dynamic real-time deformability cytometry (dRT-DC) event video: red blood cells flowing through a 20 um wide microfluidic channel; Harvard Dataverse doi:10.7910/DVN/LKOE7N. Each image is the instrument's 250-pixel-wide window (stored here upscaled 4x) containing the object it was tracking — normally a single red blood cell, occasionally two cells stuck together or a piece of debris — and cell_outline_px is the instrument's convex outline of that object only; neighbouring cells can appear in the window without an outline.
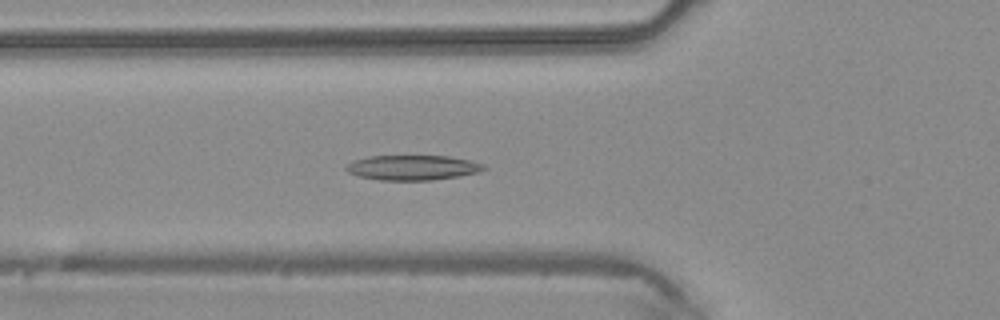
{"species": "common noctule bat (a hibernating species)", "species_latin": "Nyctalus noctula", "temperature_condition": "warm", "stored_images_in_passage": 47, "segment_of_instrument_passage": [1, 2], "camera_frame_rate_fps": 3000, "um_per_image_px": 0.085, "animal": {"sex": "male", "body_mass_g": 20.4}, "frame": {"image": 1, "passage_image": 17, "time_ms": 5.333, "image_size_px": [1000, 320], "cell_outline_px": [[488, 168], [480, 172], [460, 176], [432, 180], [380, 180], [360, 176], [348, 172], [344, 168], [352, 160], [368, 156], [448, 156], [468, 160], [484, 164]], "centroid_in_image_um": [35.09, 14.24], "position_along_channel_um": 90.7, "area_um2": 20.06}}
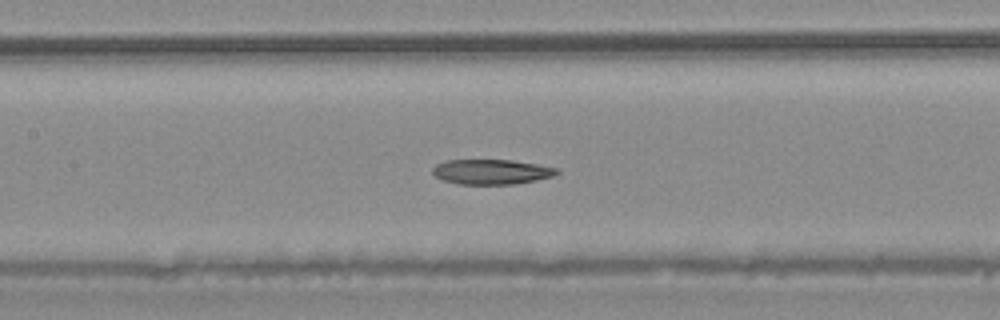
{"frame": {"image": 2, "passage_image": 22, "time_ms": 7.0, "image_size_px": [1000, 320], "cell_outline_px": [[560, 172], [552, 176], [536, 180], [516, 184], [460, 184], [440, 180], [432, 172], [432, 168], [436, 164], [448, 160], [512, 160], [536, 164], [556, 168]], "centroid_in_image_um": [41.74, 14.61], "position_along_channel_um": 165.7, "area_um2": 18.03}}
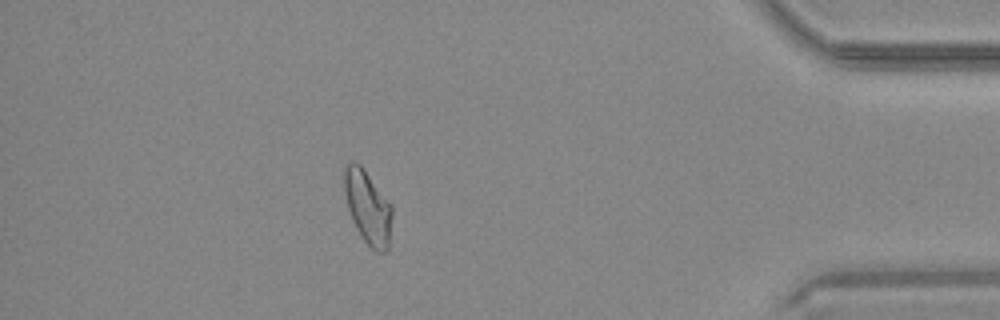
{"frame": {"image": 3, "passage_image": 41, "time_ms": 13.333, "image_size_px": [1000, 320], "cell_outline_px": [[392, 216], [388, 248], [384, 252], [376, 252], [364, 240], [356, 228], [352, 220], [348, 208], [344, 192], [344, 164], [352, 160], [360, 164], [392, 204]], "centroid_in_image_um": [31.25, 17.58], "position_along_channel_um": 403.9, "area_um2": 20.52}}